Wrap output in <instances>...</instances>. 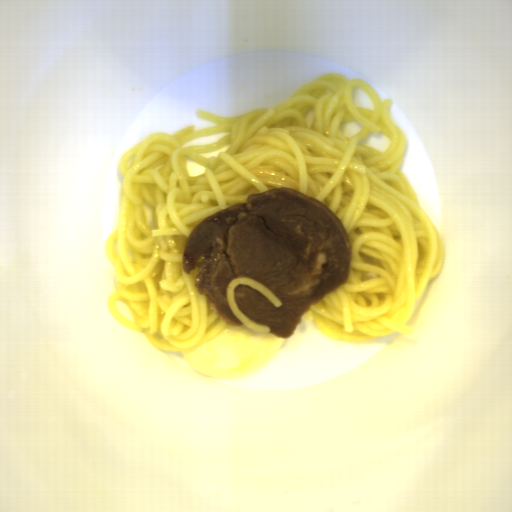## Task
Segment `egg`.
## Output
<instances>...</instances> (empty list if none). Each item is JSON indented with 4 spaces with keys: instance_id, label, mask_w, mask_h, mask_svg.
<instances>
[{
    "instance_id": "egg-1",
    "label": "egg",
    "mask_w": 512,
    "mask_h": 512,
    "mask_svg": "<svg viewBox=\"0 0 512 512\" xmlns=\"http://www.w3.org/2000/svg\"><path fill=\"white\" fill-rule=\"evenodd\" d=\"M286 338L226 323L212 340L182 353L196 371L217 379L248 376L265 366L282 348Z\"/></svg>"
}]
</instances>
